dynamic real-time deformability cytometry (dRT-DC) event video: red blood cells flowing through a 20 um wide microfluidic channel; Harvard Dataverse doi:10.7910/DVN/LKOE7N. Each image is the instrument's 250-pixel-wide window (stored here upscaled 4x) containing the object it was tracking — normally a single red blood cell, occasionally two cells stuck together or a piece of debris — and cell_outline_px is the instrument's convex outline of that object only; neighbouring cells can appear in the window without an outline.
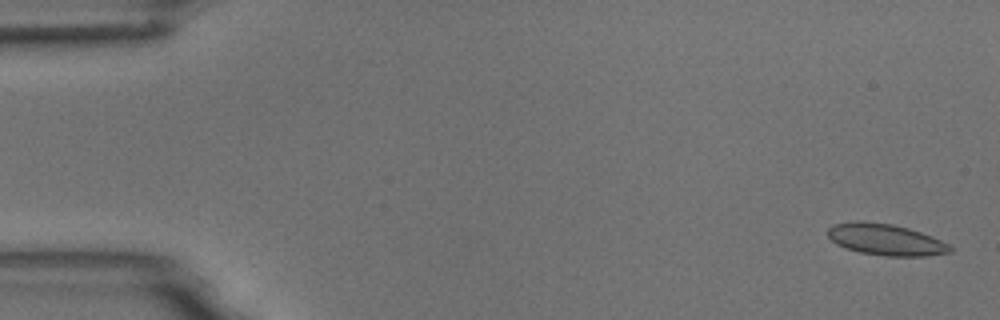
{"species": "common noctule bat (a hibernating species)", "species_latin": "Nyctalus noctula", "temperature_condition": "room temperature", "stored_images_in_passage": 5, "camera_frame_rate_fps": 3000, "um_per_image_px": 0.085, "animal": {"sex": "male", "body_mass_g": 18.8}, "frame": {"image": 1, "passage_image": 5, "time_ms": 4.667, "image_size_px": [1000, 320], "cell_outline_px": [[952, 252], [924, 256], [888, 256], [860, 252], [844, 248], [836, 244], [828, 236], [828, 228], [832, 224], [852, 220], [864, 220], [892, 224], [908, 228], [932, 236], [948, 244], [952, 248]], "centroid_in_image_um": [75.24, 20.35], "position_along_channel_um": 9.8, "area_um2": 22.54}}